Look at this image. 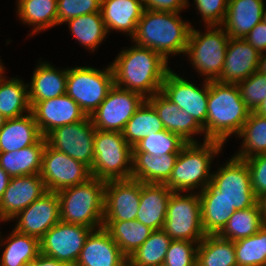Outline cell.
Returning a JSON list of instances; mask_svg holds the SVG:
<instances>
[{"label":"cell","instance_id":"6da1fadb","mask_svg":"<svg viewBox=\"0 0 266 266\" xmlns=\"http://www.w3.org/2000/svg\"><path fill=\"white\" fill-rule=\"evenodd\" d=\"M113 62L114 84L138 92L145 98L161 91L162 83L170 71L168 61L161 54L138 45L122 51Z\"/></svg>","mask_w":266,"mask_h":266},{"label":"cell","instance_id":"7a4b0ae2","mask_svg":"<svg viewBox=\"0 0 266 266\" xmlns=\"http://www.w3.org/2000/svg\"><path fill=\"white\" fill-rule=\"evenodd\" d=\"M191 26L178 13L144 9L132 38L136 45L150 48L168 61L169 54L186 52Z\"/></svg>","mask_w":266,"mask_h":266},{"label":"cell","instance_id":"3957f363","mask_svg":"<svg viewBox=\"0 0 266 266\" xmlns=\"http://www.w3.org/2000/svg\"><path fill=\"white\" fill-rule=\"evenodd\" d=\"M250 112L237 84L209 81L207 140L224 144L231 134L238 135Z\"/></svg>","mask_w":266,"mask_h":266},{"label":"cell","instance_id":"277c9868","mask_svg":"<svg viewBox=\"0 0 266 266\" xmlns=\"http://www.w3.org/2000/svg\"><path fill=\"white\" fill-rule=\"evenodd\" d=\"M60 201V219L92 230L103 227L105 181L91 177L85 183L57 192Z\"/></svg>","mask_w":266,"mask_h":266},{"label":"cell","instance_id":"5b68a950","mask_svg":"<svg viewBox=\"0 0 266 266\" xmlns=\"http://www.w3.org/2000/svg\"><path fill=\"white\" fill-rule=\"evenodd\" d=\"M187 143L179 152L169 180L165 185L172 191L182 192L197 188L205 189L211 181L210 163L223 145L219 141H204L203 145ZM203 183V185H202Z\"/></svg>","mask_w":266,"mask_h":266},{"label":"cell","instance_id":"8992f818","mask_svg":"<svg viewBox=\"0 0 266 266\" xmlns=\"http://www.w3.org/2000/svg\"><path fill=\"white\" fill-rule=\"evenodd\" d=\"M132 159L133 148L127 143L122 132L96 129L94 160L90 169L93 178L105 182L131 179Z\"/></svg>","mask_w":266,"mask_h":266},{"label":"cell","instance_id":"52a82bcc","mask_svg":"<svg viewBox=\"0 0 266 266\" xmlns=\"http://www.w3.org/2000/svg\"><path fill=\"white\" fill-rule=\"evenodd\" d=\"M199 196H220L231 206L241 210L257 204L258 198L252 189L250 170L244 160L232 157L217 173Z\"/></svg>","mask_w":266,"mask_h":266},{"label":"cell","instance_id":"ba28073f","mask_svg":"<svg viewBox=\"0 0 266 266\" xmlns=\"http://www.w3.org/2000/svg\"><path fill=\"white\" fill-rule=\"evenodd\" d=\"M111 65L106 70L91 67L68 68L66 94L91 116L114 86Z\"/></svg>","mask_w":266,"mask_h":266},{"label":"cell","instance_id":"9c48e42d","mask_svg":"<svg viewBox=\"0 0 266 266\" xmlns=\"http://www.w3.org/2000/svg\"><path fill=\"white\" fill-rule=\"evenodd\" d=\"M208 27L212 30L204 35L191 28L185 53L191 57L195 69L207 75V81H216L224 66L229 36L222 28Z\"/></svg>","mask_w":266,"mask_h":266},{"label":"cell","instance_id":"30bf717a","mask_svg":"<svg viewBox=\"0 0 266 266\" xmlns=\"http://www.w3.org/2000/svg\"><path fill=\"white\" fill-rule=\"evenodd\" d=\"M163 230L172 240L202 241L206 234L202 228L199 193L182 196L172 191Z\"/></svg>","mask_w":266,"mask_h":266},{"label":"cell","instance_id":"8fae6325","mask_svg":"<svg viewBox=\"0 0 266 266\" xmlns=\"http://www.w3.org/2000/svg\"><path fill=\"white\" fill-rule=\"evenodd\" d=\"M40 176L46 190L50 192L85 183L92 177L87 165L50 147L47 143L42 155Z\"/></svg>","mask_w":266,"mask_h":266},{"label":"cell","instance_id":"7c38bea8","mask_svg":"<svg viewBox=\"0 0 266 266\" xmlns=\"http://www.w3.org/2000/svg\"><path fill=\"white\" fill-rule=\"evenodd\" d=\"M146 98L135 91L114 85L104 101L90 116L95 129L122 132L126 123Z\"/></svg>","mask_w":266,"mask_h":266},{"label":"cell","instance_id":"4fadbf2b","mask_svg":"<svg viewBox=\"0 0 266 266\" xmlns=\"http://www.w3.org/2000/svg\"><path fill=\"white\" fill-rule=\"evenodd\" d=\"M95 131L90 116H86L79 122L53 129L45 138L50 147L84 163L91 169L94 160Z\"/></svg>","mask_w":266,"mask_h":266},{"label":"cell","instance_id":"5bb4252c","mask_svg":"<svg viewBox=\"0 0 266 266\" xmlns=\"http://www.w3.org/2000/svg\"><path fill=\"white\" fill-rule=\"evenodd\" d=\"M91 231L92 229L86 226L60 220L39 240L40 253L75 266L84 242Z\"/></svg>","mask_w":266,"mask_h":266},{"label":"cell","instance_id":"9a60e30c","mask_svg":"<svg viewBox=\"0 0 266 266\" xmlns=\"http://www.w3.org/2000/svg\"><path fill=\"white\" fill-rule=\"evenodd\" d=\"M203 87L199 89L170 70L162 83L160 92L196 120L204 129V140L207 141L209 81L206 80Z\"/></svg>","mask_w":266,"mask_h":266},{"label":"cell","instance_id":"2e32d148","mask_svg":"<svg viewBox=\"0 0 266 266\" xmlns=\"http://www.w3.org/2000/svg\"><path fill=\"white\" fill-rule=\"evenodd\" d=\"M142 182L135 179L105 182L103 221L136 220Z\"/></svg>","mask_w":266,"mask_h":266},{"label":"cell","instance_id":"e0dca14e","mask_svg":"<svg viewBox=\"0 0 266 266\" xmlns=\"http://www.w3.org/2000/svg\"><path fill=\"white\" fill-rule=\"evenodd\" d=\"M15 217L20 219L15 227L16 231L40 240L52 226L61 220L57 192L47 191Z\"/></svg>","mask_w":266,"mask_h":266},{"label":"cell","instance_id":"ac0fdd59","mask_svg":"<svg viewBox=\"0 0 266 266\" xmlns=\"http://www.w3.org/2000/svg\"><path fill=\"white\" fill-rule=\"evenodd\" d=\"M31 113L43 137L57 127L79 122L86 117L79 105L67 94L36 102L31 107Z\"/></svg>","mask_w":266,"mask_h":266},{"label":"cell","instance_id":"d6986e66","mask_svg":"<svg viewBox=\"0 0 266 266\" xmlns=\"http://www.w3.org/2000/svg\"><path fill=\"white\" fill-rule=\"evenodd\" d=\"M46 192L40 174L11 177L0 201V221L15 218Z\"/></svg>","mask_w":266,"mask_h":266},{"label":"cell","instance_id":"ffe728a7","mask_svg":"<svg viewBox=\"0 0 266 266\" xmlns=\"http://www.w3.org/2000/svg\"><path fill=\"white\" fill-rule=\"evenodd\" d=\"M75 266H128V258L102 227L89 233Z\"/></svg>","mask_w":266,"mask_h":266},{"label":"cell","instance_id":"44dd1931","mask_svg":"<svg viewBox=\"0 0 266 266\" xmlns=\"http://www.w3.org/2000/svg\"><path fill=\"white\" fill-rule=\"evenodd\" d=\"M260 53L246 40L229 38L220 77L221 83L237 84L257 71Z\"/></svg>","mask_w":266,"mask_h":266},{"label":"cell","instance_id":"7402d4cb","mask_svg":"<svg viewBox=\"0 0 266 266\" xmlns=\"http://www.w3.org/2000/svg\"><path fill=\"white\" fill-rule=\"evenodd\" d=\"M146 100L154 107L164 128L178 134L187 143H196L191 136L204 132V129L186 111L167 99L161 92L147 97Z\"/></svg>","mask_w":266,"mask_h":266},{"label":"cell","instance_id":"603a6c76","mask_svg":"<svg viewBox=\"0 0 266 266\" xmlns=\"http://www.w3.org/2000/svg\"><path fill=\"white\" fill-rule=\"evenodd\" d=\"M263 0H228L222 26L229 38H245L262 21Z\"/></svg>","mask_w":266,"mask_h":266},{"label":"cell","instance_id":"cb8c5ba5","mask_svg":"<svg viewBox=\"0 0 266 266\" xmlns=\"http://www.w3.org/2000/svg\"><path fill=\"white\" fill-rule=\"evenodd\" d=\"M171 193L172 190L165 184L142 182L136 220L148 226L153 231L163 229Z\"/></svg>","mask_w":266,"mask_h":266},{"label":"cell","instance_id":"d4e9b609","mask_svg":"<svg viewBox=\"0 0 266 266\" xmlns=\"http://www.w3.org/2000/svg\"><path fill=\"white\" fill-rule=\"evenodd\" d=\"M100 11L107 32L109 29L135 34L138 21L144 11L142 0H101Z\"/></svg>","mask_w":266,"mask_h":266},{"label":"cell","instance_id":"484cf974","mask_svg":"<svg viewBox=\"0 0 266 266\" xmlns=\"http://www.w3.org/2000/svg\"><path fill=\"white\" fill-rule=\"evenodd\" d=\"M178 155L170 153L157 157L146 152H133L132 179L149 184H165Z\"/></svg>","mask_w":266,"mask_h":266},{"label":"cell","instance_id":"4316f807","mask_svg":"<svg viewBox=\"0 0 266 266\" xmlns=\"http://www.w3.org/2000/svg\"><path fill=\"white\" fill-rule=\"evenodd\" d=\"M42 134L31 112L7 119L0 130V152H13L35 144Z\"/></svg>","mask_w":266,"mask_h":266},{"label":"cell","instance_id":"83f0119b","mask_svg":"<svg viewBox=\"0 0 266 266\" xmlns=\"http://www.w3.org/2000/svg\"><path fill=\"white\" fill-rule=\"evenodd\" d=\"M46 143V138L42 136L31 146L13 152H0V167L10 177L40 174Z\"/></svg>","mask_w":266,"mask_h":266},{"label":"cell","instance_id":"f1b7e54d","mask_svg":"<svg viewBox=\"0 0 266 266\" xmlns=\"http://www.w3.org/2000/svg\"><path fill=\"white\" fill-rule=\"evenodd\" d=\"M67 70L57 71L47 63H41L33 73L30 84L29 102L32 107L36 102L60 97L66 94Z\"/></svg>","mask_w":266,"mask_h":266},{"label":"cell","instance_id":"f546056e","mask_svg":"<svg viewBox=\"0 0 266 266\" xmlns=\"http://www.w3.org/2000/svg\"><path fill=\"white\" fill-rule=\"evenodd\" d=\"M103 228L127 258L148 239L153 231L138 220L103 221Z\"/></svg>","mask_w":266,"mask_h":266},{"label":"cell","instance_id":"4dcf8cb0","mask_svg":"<svg viewBox=\"0 0 266 266\" xmlns=\"http://www.w3.org/2000/svg\"><path fill=\"white\" fill-rule=\"evenodd\" d=\"M164 129L163 122L154 107L145 100L126 123L122 135L133 148L142 139Z\"/></svg>","mask_w":266,"mask_h":266},{"label":"cell","instance_id":"1f68e13d","mask_svg":"<svg viewBox=\"0 0 266 266\" xmlns=\"http://www.w3.org/2000/svg\"><path fill=\"white\" fill-rule=\"evenodd\" d=\"M197 266H237L234 242L206 235L197 245Z\"/></svg>","mask_w":266,"mask_h":266},{"label":"cell","instance_id":"d6a6232c","mask_svg":"<svg viewBox=\"0 0 266 266\" xmlns=\"http://www.w3.org/2000/svg\"><path fill=\"white\" fill-rule=\"evenodd\" d=\"M0 77V114L6 119L23 116V112H31L29 92L19 79L7 80Z\"/></svg>","mask_w":266,"mask_h":266},{"label":"cell","instance_id":"836d02e7","mask_svg":"<svg viewBox=\"0 0 266 266\" xmlns=\"http://www.w3.org/2000/svg\"><path fill=\"white\" fill-rule=\"evenodd\" d=\"M6 242L0 266H28L40 254L39 240L15 229Z\"/></svg>","mask_w":266,"mask_h":266},{"label":"cell","instance_id":"e575fe53","mask_svg":"<svg viewBox=\"0 0 266 266\" xmlns=\"http://www.w3.org/2000/svg\"><path fill=\"white\" fill-rule=\"evenodd\" d=\"M263 226L264 222L257 203L246 209L235 210L218 235L234 242L256 234Z\"/></svg>","mask_w":266,"mask_h":266},{"label":"cell","instance_id":"d590c367","mask_svg":"<svg viewBox=\"0 0 266 266\" xmlns=\"http://www.w3.org/2000/svg\"><path fill=\"white\" fill-rule=\"evenodd\" d=\"M18 16L35 25L33 34L57 25V0H18Z\"/></svg>","mask_w":266,"mask_h":266},{"label":"cell","instance_id":"8d00e7d4","mask_svg":"<svg viewBox=\"0 0 266 266\" xmlns=\"http://www.w3.org/2000/svg\"><path fill=\"white\" fill-rule=\"evenodd\" d=\"M238 136L244 137L243 147L236 158L245 160L266 154V117L251 111Z\"/></svg>","mask_w":266,"mask_h":266},{"label":"cell","instance_id":"74e56055","mask_svg":"<svg viewBox=\"0 0 266 266\" xmlns=\"http://www.w3.org/2000/svg\"><path fill=\"white\" fill-rule=\"evenodd\" d=\"M172 239L163 230H154L148 239L128 257V266L163 265Z\"/></svg>","mask_w":266,"mask_h":266},{"label":"cell","instance_id":"f35d334b","mask_svg":"<svg viewBox=\"0 0 266 266\" xmlns=\"http://www.w3.org/2000/svg\"><path fill=\"white\" fill-rule=\"evenodd\" d=\"M66 22L76 40L93 51L108 33L101 11L74 17Z\"/></svg>","mask_w":266,"mask_h":266},{"label":"cell","instance_id":"ab89813d","mask_svg":"<svg viewBox=\"0 0 266 266\" xmlns=\"http://www.w3.org/2000/svg\"><path fill=\"white\" fill-rule=\"evenodd\" d=\"M202 228L206 235H218L236 209L220 196H199Z\"/></svg>","mask_w":266,"mask_h":266},{"label":"cell","instance_id":"60d3db41","mask_svg":"<svg viewBox=\"0 0 266 266\" xmlns=\"http://www.w3.org/2000/svg\"><path fill=\"white\" fill-rule=\"evenodd\" d=\"M237 266H266V225L256 234L234 241Z\"/></svg>","mask_w":266,"mask_h":266},{"label":"cell","instance_id":"b9f144b4","mask_svg":"<svg viewBox=\"0 0 266 266\" xmlns=\"http://www.w3.org/2000/svg\"><path fill=\"white\" fill-rule=\"evenodd\" d=\"M187 144L178 134L166 129L142 139L133 147V152H146L154 156L179 153Z\"/></svg>","mask_w":266,"mask_h":266},{"label":"cell","instance_id":"7bdbcfd3","mask_svg":"<svg viewBox=\"0 0 266 266\" xmlns=\"http://www.w3.org/2000/svg\"><path fill=\"white\" fill-rule=\"evenodd\" d=\"M240 96L250 111H255L266 98V74L255 72L237 83Z\"/></svg>","mask_w":266,"mask_h":266},{"label":"cell","instance_id":"ee69618b","mask_svg":"<svg viewBox=\"0 0 266 266\" xmlns=\"http://www.w3.org/2000/svg\"><path fill=\"white\" fill-rule=\"evenodd\" d=\"M200 242L172 240L163 264L165 266H197V250L193 247ZM194 244V245H193Z\"/></svg>","mask_w":266,"mask_h":266},{"label":"cell","instance_id":"f6af8a7d","mask_svg":"<svg viewBox=\"0 0 266 266\" xmlns=\"http://www.w3.org/2000/svg\"><path fill=\"white\" fill-rule=\"evenodd\" d=\"M101 0H57V25L81 15L100 12Z\"/></svg>","mask_w":266,"mask_h":266},{"label":"cell","instance_id":"bcb514c9","mask_svg":"<svg viewBox=\"0 0 266 266\" xmlns=\"http://www.w3.org/2000/svg\"><path fill=\"white\" fill-rule=\"evenodd\" d=\"M195 3L208 26H221L226 15L228 0H195Z\"/></svg>","mask_w":266,"mask_h":266},{"label":"cell","instance_id":"7dc6e473","mask_svg":"<svg viewBox=\"0 0 266 266\" xmlns=\"http://www.w3.org/2000/svg\"><path fill=\"white\" fill-rule=\"evenodd\" d=\"M250 170L252 189L258 198L266 193V154L244 160Z\"/></svg>","mask_w":266,"mask_h":266},{"label":"cell","instance_id":"c3c4849f","mask_svg":"<svg viewBox=\"0 0 266 266\" xmlns=\"http://www.w3.org/2000/svg\"><path fill=\"white\" fill-rule=\"evenodd\" d=\"M187 0H144V9L162 12L179 13L186 5Z\"/></svg>","mask_w":266,"mask_h":266},{"label":"cell","instance_id":"681fc988","mask_svg":"<svg viewBox=\"0 0 266 266\" xmlns=\"http://www.w3.org/2000/svg\"><path fill=\"white\" fill-rule=\"evenodd\" d=\"M243 39L259 53L266 52V24L261 21Z\"/></svg>","mask_w":266,"mask_h":266},{"label":"cell","instance_id":"f907efd6","mask_svg":"<svg viewBox=\"0 0 266 266\" xmlns=\"http://www.w3.org/2000/svg\"><path fill=\"white\" fill-rule=\"evenodd\" d=\"M28 266H72L56 259L39 254Z\"/></svg>","mask_w":266,"mask_h":266},{"label":"cell","instance_id":"816d5d0a","mask_svg":"<svg viewBox=\"0 0 266 266\" xmlns=\"http://www.w3.org/2000/svg\"><path fill=\"white\" fill-rule=\"evenodd\" d=\"M11 177L0 167V201L2 200L4 191L6 190Z\"/></svg>","mask_w":266,"mask_h":266},{"label":"cell","instance_id":"f5cc1de1","mask_svg":"<svg viewBox=\"0 0 266 266\" xmlns=\"http://www.w3.org/2000/svg\"><path fill=\"white\" fill-rule=\"evenodd\" d=\"M257 203L260 207V213H261V217L264 222V225H266V193L258 197Z\"/></svg>","mask_w":266,"mask_h":266},{"label":"cell","instance_id":"db71d44e","mask_svg":"<svg viewBox=\"0 0 266 266\" xmlns=\"http://www.w3.org/2000/svg\"><path fill=\"white\" fill-rule=\"evenodd\" d=\"M257 72L266 74V54L260 53Z\"/></svg>","mask_w":266,"mask_h":266},{"label":"cell","instance_id":"11a10c76","mask_svg":"<svg viewBox=\"0 0 266 266\" xmlns=\"http://www.w3.org/2000/svg\"><path fill=\"white\" fill-rule=\"evenodd\" d=\"M257 114L266 117V98L261 102L258 108L254 111Z\"/></svg>","mask_w":266,"mask_h":266},{"label":"cell","instance_id":"9f6ffc18","mask_svg":"<svg viewBox=\"0 0 266 266\" xmlns=\"http://www.w3.org/2000/svg\"><path fill=\"white\" fill-rule=\"evenodd\" d=\"M6 118L0 114V130L2 129L3 125L6 122Z\"/></svg>","mask_w":266,"mask_h":266},{"label":"cell","instance_id":"6f0895ef","mask_svg":"<svg viewBox=\"0 0 266 266\" xmlns=\"http://www.w3.org/2000/svg\"><path fill=\"white\" fill-rule=\"evenodd\" d=\"M262 21L266 24V11H265V7H264V10H263Z\"/></svg>","mask_w":266,"mask_h":266},{"label":"cell","instance_id":"680465c9","mask_svg":"<svg viewBox=\"0 0 266 266\" xmlns=\"http://www.w3.org/2000/svg\"><path fill=\"white\" fill-rule=\"evenodd\" d=\"M3 70H4L3 66H0V77L3 75L2 74L4 72Z\"/></svg>","mask_w":266,"mask_h":266}]
</instances>
